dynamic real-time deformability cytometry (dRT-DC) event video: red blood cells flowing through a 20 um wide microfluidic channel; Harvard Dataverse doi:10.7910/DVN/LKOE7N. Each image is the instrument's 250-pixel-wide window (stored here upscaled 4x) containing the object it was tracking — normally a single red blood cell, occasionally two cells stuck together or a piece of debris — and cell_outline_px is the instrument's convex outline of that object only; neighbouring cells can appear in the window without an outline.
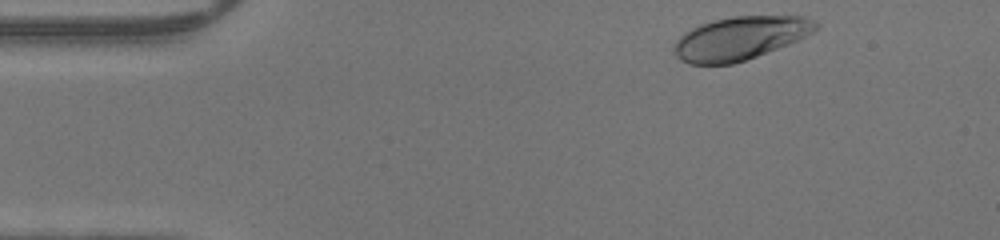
{"species": "human", "species_latin": "Homo sapiens", "temperature_condition": "warm", "stored_images_in_passage": 43, "camera_frame_rate_fps": 3000, "um_per_image_px": 0.085, "donor": {"sex": "male"}, "frame": {"image": 1, "passage_image": 2, "time_ms": 0.333, "image_size_px": [1000, 240], "cell_outline_px": [[820, 28], [788, 44], [756, 56], [732, 64], [688, 64], [680, 60], [672, 52], [672, 44], [684, 32], [700, 24], [732, 16], [804, 16], [816, 20], [820, 24]], "centroid_in_image_um": [62.88, 3.24], "position_along_channel_um": 22.1, "area_um2": 35.78}}
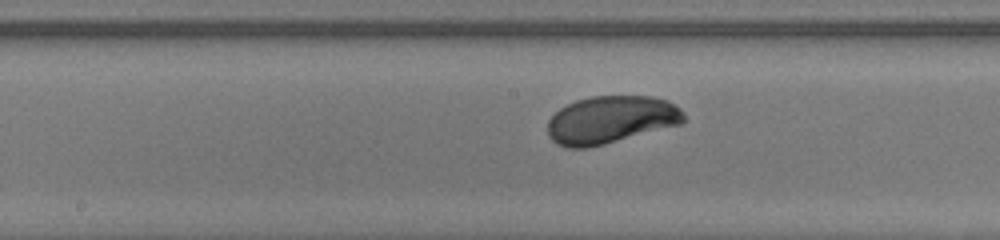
{"frame": {"image": 2, "passage_image": 20, "time_ms": 6.333, "image_size_px": [1000, 240], "cell_outline_px": [[684, 124], [588, 148], [564, 148], [556, 144], [548, 136], [548, 120], [560, 108], [576, 100], [592, 96], [652, 96], [668, 100], [680, 108], [684, 116]], "centroid_in_image_um": [51.93, 10.19], "position_along_channel_um": 196.3, "area_um2": 38.09}}
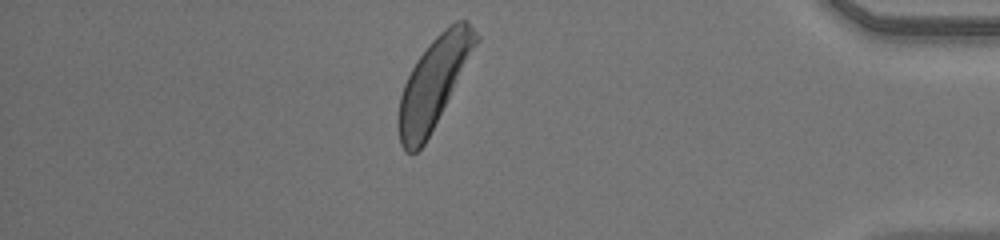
{"frame": {"image": 3, "passage_image": 37, "time_ms": 12.0, "image_size_px": [1000, 240], "cell_outline_px": [[480, 40], [424, 144], [416, 152], [404, 152], [400, 144], [396, 120], [396, 116], [400, 96], [404, 84], [416, 60], [432, 40], [444, 28], [456, 20], [468, 20], [480, 36]], "centroid_in_image_um": [36.85, 7.02], "position_along_channel_um": 398.4, "area_um2": 40.17}}